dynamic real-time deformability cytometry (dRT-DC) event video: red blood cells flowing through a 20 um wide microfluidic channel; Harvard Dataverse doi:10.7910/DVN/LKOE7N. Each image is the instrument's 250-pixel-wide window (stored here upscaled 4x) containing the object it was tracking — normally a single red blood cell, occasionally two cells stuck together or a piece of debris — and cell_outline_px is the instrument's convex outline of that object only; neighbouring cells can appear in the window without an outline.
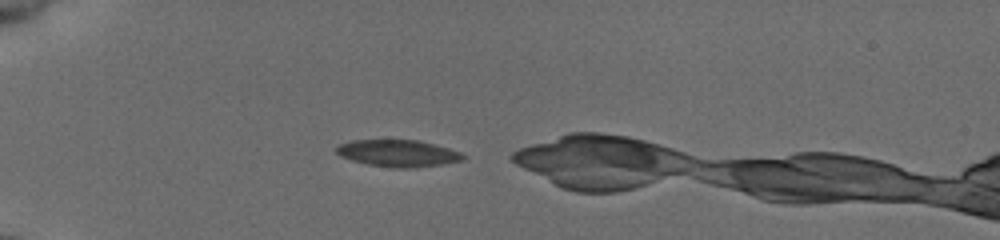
{"species": "common noctule bat (a hibernating species)", "species_latin": "Nyctalus noctula", "temperature_condition": "cold", "stored_images_in_passage": 34, "camera_frame_rate_fps": 3000, "um_per_image_px": 0.085, "animal": {"sex": "female", "body_mass_g": 19.5, "forearm_length_mm": 54.1}, "frame": {"image": 1, "passage_image": 3, "time_ms": 0.667, "image_size_px": [1000, 240], "cell_outline_px": [[464, 156], [460, 160], [440, 164], [416, 168], [392, 168], [368, 164], [352, 160], [340, 156], [336, 152], [336, 148], [340, 144], [352, 140], [420, 140], [448, 148], [460, 152]], "centroid_in_image_um": [33.79, 13.02], "position_along_channel_um": 51.2, "area_um2": 19.65}}
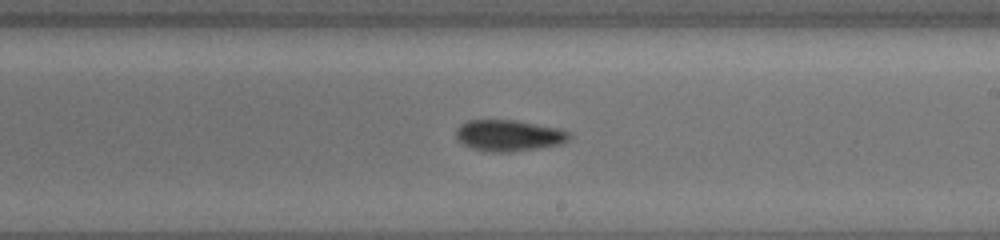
{"frame": {"image": 2, "passage_image": 20, "time_ms": 6.333, "image_size_px": [1000, 240], "cell_outline_px": [[572, 136], [568, 140], [560, 144], [540, 148], [512, 152], [488, 152], [472, 148], [464, 144], [456, 136], [456, 128], [460, 124], [468, 120], [516, 120], [560, 128], [572, 132]], "centroid_in_image_um": [43.29, 11.51], "position_along_channel_um": 245.7, "area_um2": 20.87}}
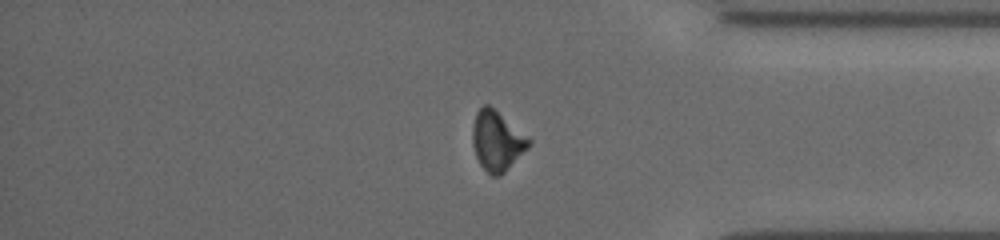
{"frame": {"image": 3, "passage_image": 32, "time_ms": 10.333, "image_size_px": [1000, 240], "cell_outline_px": [[532, 144], [500, 176], [492, 176], [480, 164], [476, 156], [472, 144], [472, 128], [476, 112], [484, 104], [488, 104], [528, 136], [532, 140]], "centroid_in_image_um": [42.24, 11.97], "position_along_channel_um": 393.0, "area_um2": 19.48}}